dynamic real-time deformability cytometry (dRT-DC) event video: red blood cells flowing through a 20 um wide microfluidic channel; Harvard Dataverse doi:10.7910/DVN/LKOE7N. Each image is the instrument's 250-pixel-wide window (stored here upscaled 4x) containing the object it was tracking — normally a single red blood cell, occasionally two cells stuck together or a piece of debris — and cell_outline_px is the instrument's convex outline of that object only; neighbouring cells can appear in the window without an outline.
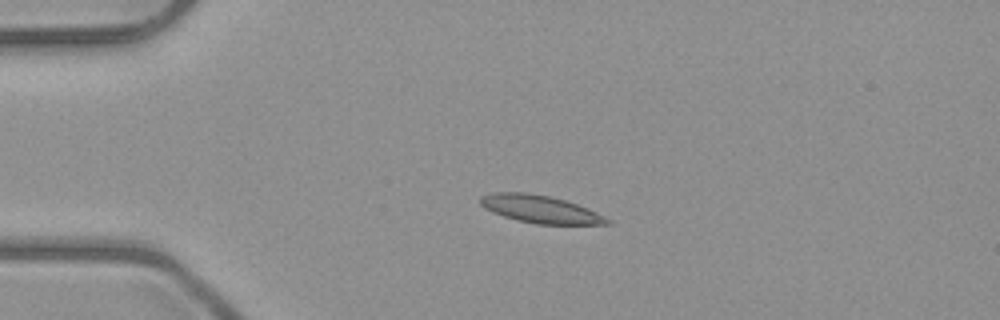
{"species": "common noctule bat (a hibernating species)", "species_latin": "Nyctalus noctula", "temperature_condition": "room temperature", "stored_images_in_passage": 4, "camera_frame_rate_fps": 3000, "um_per_image_px": 0.085, "animal": {"sex": "male", "body_mass_g": 23.1, "forearm_length_mm": 52.7}, "frame": {"image": 1, "passage_image": 3, "time_ms": 2.333, "image_size_px": [1000, 320], "cell_outline_px": [[612, 224], [536, 224], [516, 220], [492, 212], [484, 208], [480, 204], [480, 196], [492, 192], [528, 192], [548, 196], [564, 200], [588, 208], [612, 220]], "centroid_in_image_um": [45.9, 17.77], "position_along_channel_um": 39.1, "area_um2": 20.46}}